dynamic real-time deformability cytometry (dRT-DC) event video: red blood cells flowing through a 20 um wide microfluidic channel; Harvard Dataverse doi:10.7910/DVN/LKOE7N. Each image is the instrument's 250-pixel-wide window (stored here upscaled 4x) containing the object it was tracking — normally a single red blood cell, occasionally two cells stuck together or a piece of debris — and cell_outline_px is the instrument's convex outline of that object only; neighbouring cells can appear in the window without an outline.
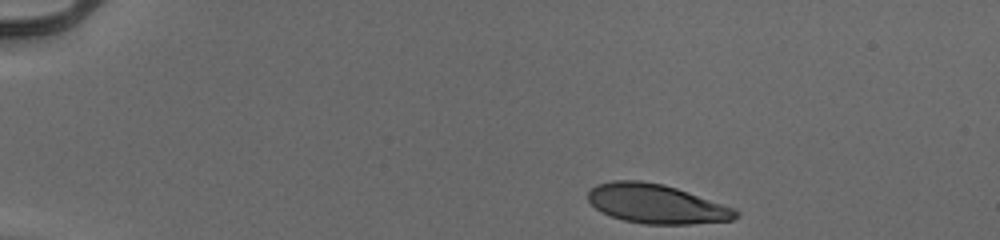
{"species": "human", "species_latin": "Homo sapiens", "temperature_condition": "cold", "stored_images_in_passage": 37, "camera_frame_rate_fps": 3000, "um_per_image_px": 0.085, "donor": {"sex": "male"}, "frame": {"image": 1, "passage_image": 1, "time_ms": 0.0, "image_size_px": [1000, 240], "cell_outline_px": [[740, 216], [732, 220], [692, 224], [644, 224], [624, 220], [600, 212], [588, 200], [588, 192], [596, 184], [612, 180], [640, 180], [664, 184], [736, 208], [740, 212]], "centroid_in_image_um": [55.81, 17.32], "position_along_channel_um": 29.2, "area_um2": 33.93}}
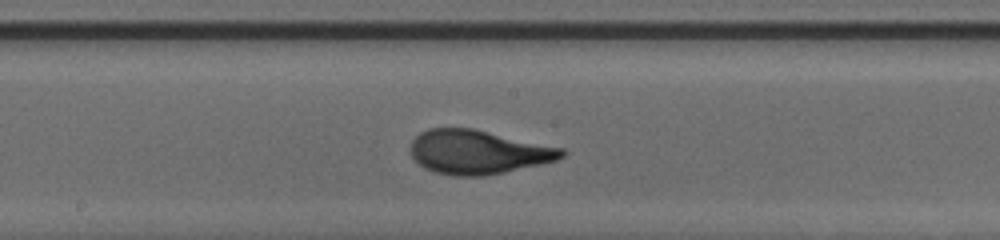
{"frame": {"image": 2, "passage_image": 22, "time_ms": 7.0, "image_size_px": [1000, 240], "cell_outline_px": [[568, 152], [564, 156], [556, 160], [540, 164], [504, 172], [484, 176], [452, 176], [436, 172], [424, 168], [412, 156], [408, 148], [412, 140], [420, 132], [428, 128], [472, 128], [564, 148]], "centroid_in_image_um": [40.62, 12.92], "position_along_channel_um": 207.6, "area_um2": 38.84}}
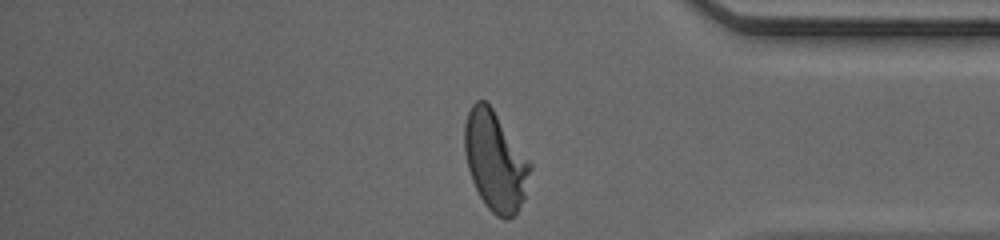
{"frame": {"image": 3, "passage_image": 37, "time_ms": 12.0, "image_size_px": [1000, 240], "cell_outline_px": [[532, 168], [524, 196], [516, 212], [508, 220], [504, 220], [496, 216], [484, 204], [472, 180], [468, 168], [464, 152], [464, 124], [468, 112], [472, 104], [476, 100], [484, 100], [492, 108], [532, 164]], "centroid_in_image_um": [42.08, 13.69], "position_along_channel_um": 393.1, "area_um2": 37.69}, "authors_computed_cell_mechanics": {"area_um2": 37.4544, "velocity_mm_per_s": 3.9575, "shape_relaxation_time_tau1_ms": 3.1898, "shape_relaxation_time_tau2_ms": null, "deformation_change_tau1": 0.1857, "deformation_change_tau2": null}}